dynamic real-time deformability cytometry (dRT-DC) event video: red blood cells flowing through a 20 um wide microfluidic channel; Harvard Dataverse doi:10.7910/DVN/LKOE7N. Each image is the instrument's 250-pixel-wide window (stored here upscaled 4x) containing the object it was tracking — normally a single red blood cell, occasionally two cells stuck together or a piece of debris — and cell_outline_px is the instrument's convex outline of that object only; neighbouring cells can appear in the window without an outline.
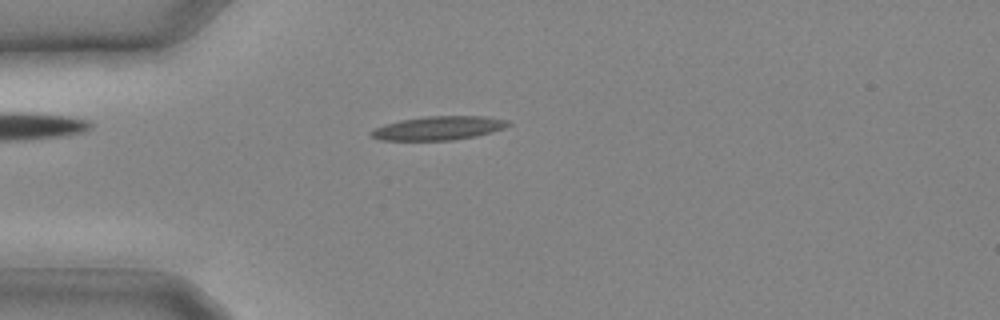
{"species": "common noctule bat (a hibernating species)", "species_latin": "Nyctalus noctula", "temperature_condition": "cold", "stored_images_in_passage": 10, "camera_frame_rate_fps": 3000, "um_per_image_px": 0.085, "animal": {"sex": "male", "body_mass_g": 20.4}, "frame": {"image": 1, "passage_image": 2, "time_ms": 0.333, "image_size_px": [1000, 320], "cell_outline_px": [[512, 124], [504, 128], [492, 132], [476, 136], [452, 140], [380, 140], [372, 136], [368, 132], [384, 124], [400, 120], [424, 116], [484, 116], [508, 120]], "centroid_in_image_um": [37.29, 10.88], "position_along_channel_um": 47.7, "area_um2": 19.02}}
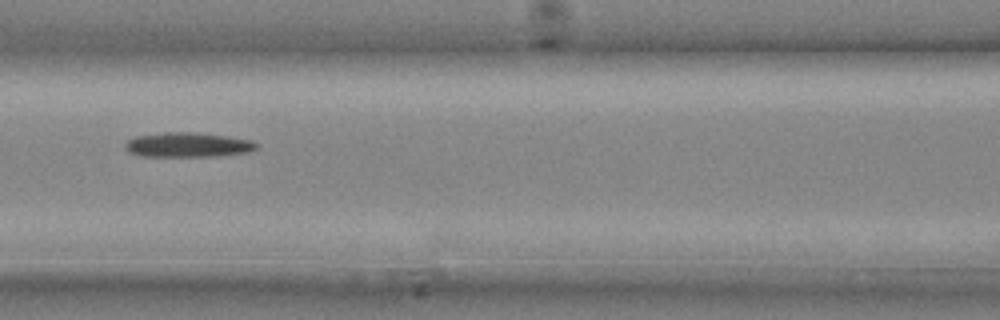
{"frame": {"image": 2, "passage_image": 7, "time_ms": 2.0, "image_size_px": [1000, 320], "cell_outline_px": [[260, 144], [256, 148], [248, 152], [212, 156], [140, 156], [128, 152], [124, 148], [124, 144], [128, 140], [136, 136], [164, 132], [196, 132], [228, 136], [252, 140]], "centroid_in_image_um": [15.95, 12.3], "position_along_channel_um": 150.6, "area_um2": 18.96}}
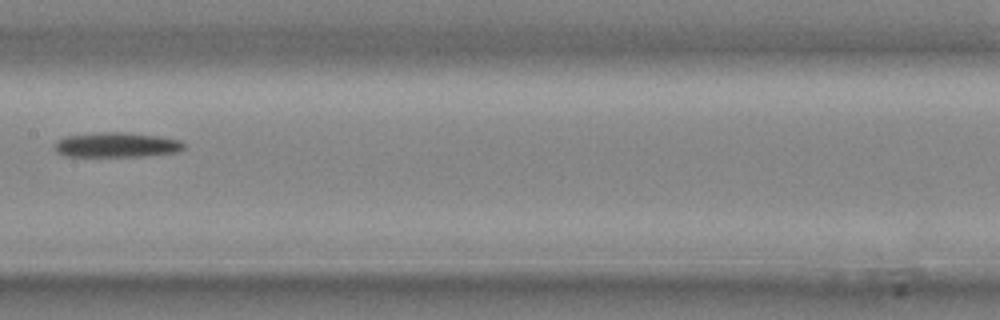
{"frame": {"image": 3, "passage_image": 9, "time_ms": 2.667, "image_size_px": [1000, 320], "cell_outline_px": [[184, 148], [176, 152], [148, 156], [68, 156], [56, 152], [56, 140], [64, 136], [104, 132], [124, 132], [156, 136], [180, 140], [184, 144]], "centroid_in_image_um": [9.9, 12.31], "position_along_channel_um": 197.5, "area_um2": 18.55}}